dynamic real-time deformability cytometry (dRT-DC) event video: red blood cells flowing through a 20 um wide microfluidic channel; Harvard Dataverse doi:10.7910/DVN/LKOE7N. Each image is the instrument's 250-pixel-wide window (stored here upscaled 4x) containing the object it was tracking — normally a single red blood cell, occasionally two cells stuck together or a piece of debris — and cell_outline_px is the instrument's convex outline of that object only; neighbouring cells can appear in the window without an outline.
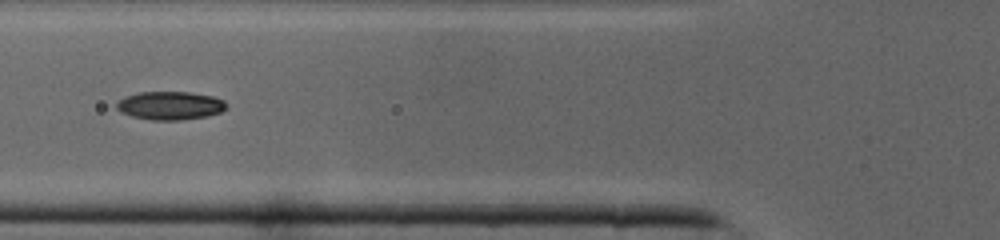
{"species": "common noctule bat (a hibernating species)", "species_latin": "Nyctalus noctula", "temperature_condition": "cold", "stored_images_in_passage": 14, "camera_frame_rate_fps": 3000, "um_per_image_px": 0.085, "animal": {"sex": "male", "body_mass_g": 19.0, "forearm_length_mm": 50.8}, "frame": {"image": 1, "passage_image": 7, "time_ms": 2.0, "image_size_px": [1000, 240], "cell_outline_px": [[228, 108], [220, 112], [208, 116], [180, 120], [152, 120], [132, 116], [120, 112], [116, 108], [116, 104], [124, 96], [140, 92], [188, 92], [212, 96], [224, 100], [228, 104]], "centroid_in_image_um": [14.48, 8.97], "position_along_channel_um": 111.3, "area_um2": 18.21}}
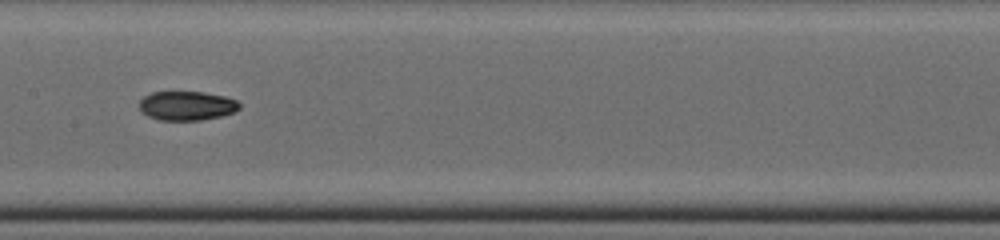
{"frame": {"image": 2, "passage_image": 12, "time_ms": 3.667, "image_size_px": [1000, 240], "cell_outline_px": [[240, 108], [236, 112], [220, 116], [200, 120], [160, 120], [148, 116], [140, 112], [140, 100], [144, 96], [152, 92], [204, 92], [224, 96], [236, 100], [240, 104]], "centroid_in_image_um": [15.88, 8.99], "position_along_channel_um": 191.5, "area_um2": 17.05}}